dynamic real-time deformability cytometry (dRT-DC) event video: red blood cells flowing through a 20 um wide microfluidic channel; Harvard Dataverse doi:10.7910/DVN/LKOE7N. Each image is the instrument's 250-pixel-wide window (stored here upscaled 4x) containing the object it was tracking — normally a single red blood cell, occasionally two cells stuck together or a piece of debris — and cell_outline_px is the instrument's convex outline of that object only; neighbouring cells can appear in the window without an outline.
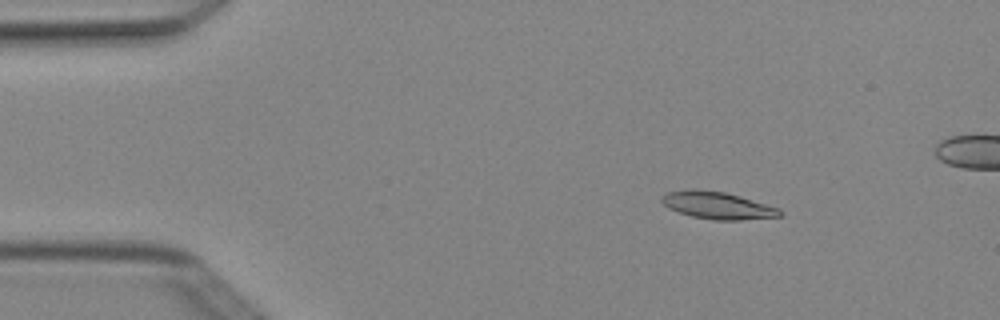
{"species": "Egyptian fruit bat (a non-hibernating species)", "species_latin": "Rousettus aegyptiacus", "temperature_condition": "cold", "stored_images_in_passage": 6, "camera_frame_rate_fps": 3000, "um_per_image_px": 0.085, "animal": {"sex": "female"}, "frame": {"image": 1, "passage_image": 3, "time_ms": 0.667, "image_size_px": [1000, 320], "cell_outline_px": [[784, 212], [780, 216], [740, 220], [712, 220], [692, 216], [668, 208], [660, 200], [660, 196], [668, 192], [688, 188], [692, 188], [724, 192], [740, 196], [780, 208]], "centroid_in_image_um": [60.97, 17.45], "position_along_channel_um": 24.0, "area_um2": 18.84}}